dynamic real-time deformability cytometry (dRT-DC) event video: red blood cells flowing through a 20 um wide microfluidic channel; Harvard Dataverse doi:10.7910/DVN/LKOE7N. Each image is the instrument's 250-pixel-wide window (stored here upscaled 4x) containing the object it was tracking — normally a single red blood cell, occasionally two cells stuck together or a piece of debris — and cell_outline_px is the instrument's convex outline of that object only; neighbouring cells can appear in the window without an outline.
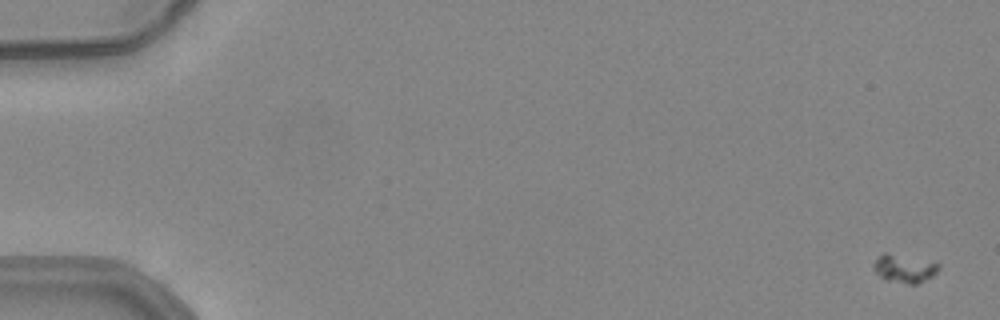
{"species": "common noctule bat (a hibernating species)", "species_latin": "Nyctalus noctula", "temperature_condition": "warm", "stored_images_in_passage": 54, "camera_frame_rate_fps": 3000, "um_per_image_px": 0.085, "animal": {"sex": "female", "body_mass_g": 24.6, "forearm_length_mm": 56.2}, "frame": {"image": 1, "passage_image": 1, "time_ms": 0.0, "image_size_px": [1000, 320], "cell_outline_px": [[940, 268], [932, 276], [916, 284], [908, 284], [884, 280], [872, 268], [872, 264], [884, 252], [940, 264]], "centroid_in_image_um": [76.83, 22.85], "position_along_channel_um": 8.2, "area_um2": 10.4}}
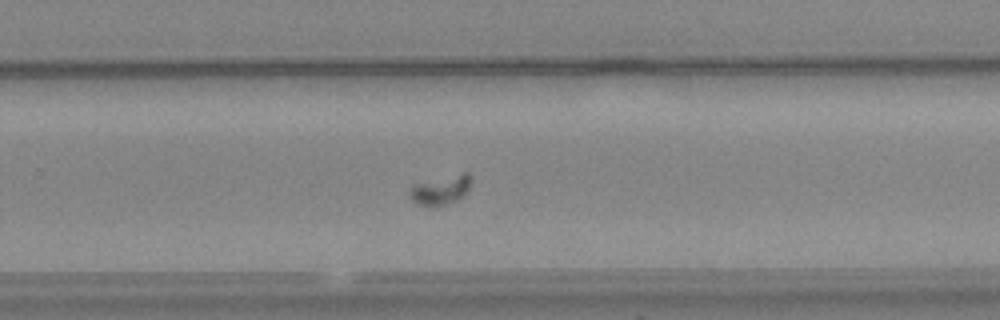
{"frame": {"image": 2, "passage_image": 36, "time_ms": 11.667, "image_size_px": [1000, 320], "cell_outline_px": [[472, 180], [464, 196], [456, 200], [432, 208], [428, 208], [416, 204], [412, 200], [408, 192], [416, 184], [464, 172], [468, 172]], "centroid_in_image_um": [37.46, 16.18], "position_along_channel_um": 292.3, "area_um2": 10.4}}
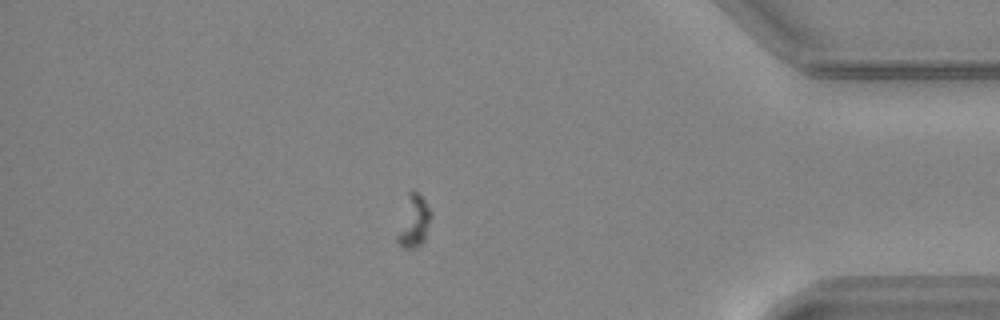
{"frame": {"image": 3, "passage_image": 47, "time_ms": 15.333, "image_size_px": [1000, 320], "cell_outline_px": [[432, 216], [424, 240], [416, 248], [404, 248], [396, 244], [396, 236], [408, 192], [412, 188], [424, 200], [432, 212]], "centroid_in_image_um": [35.16, 18.83], "position_along_channel_um": 400.0, "area_um2": 10.23}}